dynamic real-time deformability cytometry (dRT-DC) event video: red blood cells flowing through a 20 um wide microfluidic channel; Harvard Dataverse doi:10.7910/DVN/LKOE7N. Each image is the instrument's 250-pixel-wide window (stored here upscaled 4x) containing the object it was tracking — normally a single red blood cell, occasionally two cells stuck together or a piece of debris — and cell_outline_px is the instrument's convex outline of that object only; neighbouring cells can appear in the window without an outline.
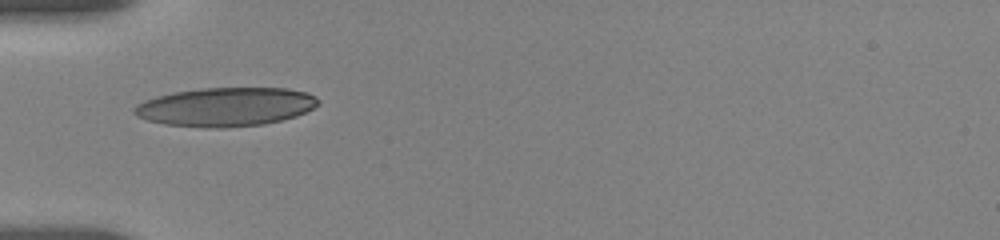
{"species": "human", "species_latin": "Homo sapiens", "temperature_condition": "room temperature", "stored_images_in_passage": 62, "camera_frame_rate_fps": 3000, "um_per_image_px": 0.085, "donor": {"sex": "female"}, "frame": {"image": 1, "passage_image": 1, "time_ms": 0.0, "image_size_px": [1000, 240], "cell_outline_px": [[320, 104], [296, 116], [264, 124], [224, 128], [204, 128], [164, 124], [148, 120], [136, 116], [132, 112], [132, 108], [136, 104], [144, 100], [156, 96], [172, 92], [200, 88], [288, 88], [308, 92], [316, 96], [320, 100]], "centroid_in_image_um": [19.16, 9.08], "position_along_channel_um": 65.8, "area_um2": 42.02}}
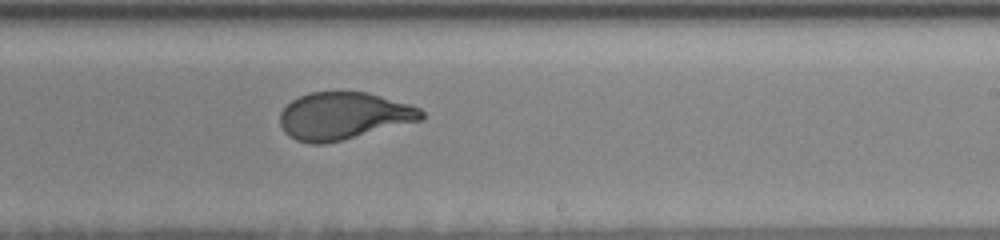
{"frame": {"image": 2, "passage_image": 29, "time_ms": 5.333, "image_size_px": [1000, 240], "cell_outline_px": [[424, 120], [324, 144], [308, 144], [296, 140], [288, 136], [284, 132], [280, 124], [280, 112], [292, 100], [300, 96], [312, 92], [368, 92], [408, 104], [420, 108], [424, 112]], "centroid_in_image_um": [29.2, 9.86], "position_along_channel_um": 259.8, "area_um2": 38.96}}
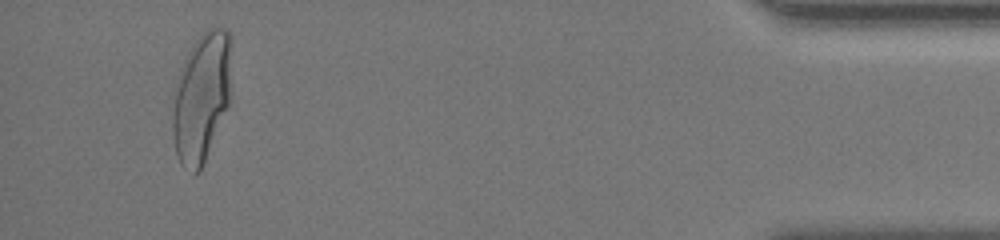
{"frame": {"image": 3, "passage_image": 55, "time_ms": 11.333, "image_size_px": [1000, 240], "cell_outline_px": [[232, 40], [228, 104], [200, 172], [196, 172], [184, 168], [180, 164], [176, 156], [172, 136], [172, 92], [180, 68], [188, 52], [196, 40], [208, 28], [228, 28], [232, 36]], "centroid_in_image_um": [17.1, 8.23], "position_along_channel_um": 418.1, "area_um2": 44.68}, "authors_computed_cell_mechanics": {"area_um2": 39.9976, "velocity_mm_per_s": 3.6717, "shape_relaxation_time_tau1_ms": 3.9496, "shape_relaxation_time_tau2_ms": null, "deformation_change_tau1": 0.1928, "deformation_change_tau2": null}}